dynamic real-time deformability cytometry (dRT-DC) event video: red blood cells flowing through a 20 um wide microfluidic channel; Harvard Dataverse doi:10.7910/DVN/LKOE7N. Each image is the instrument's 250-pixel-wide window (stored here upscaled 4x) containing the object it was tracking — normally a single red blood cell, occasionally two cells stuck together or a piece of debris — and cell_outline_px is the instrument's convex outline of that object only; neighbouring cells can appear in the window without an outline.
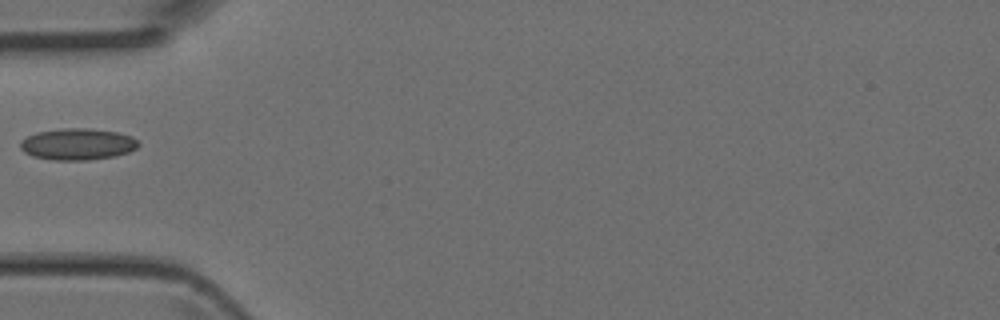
{"species": "Egyptian fruit bat (a non-hibernating species)", "species_latin": "Rousettus aegyptiacus", "temperature_condition": "room temperature", "stored_images_in_passage": 2, "camera_frame_rate_fps": 3000, "um_per_image_px": 0.085, "animal": {"sex": "female"}, "frame": {"image": 1, "passage_image": 2, "time_ms": 0.333, "image_size_px": [1000, 320], "cell_outline_px": [[140, 144], [136, 148], [128, 152], [116, 156], [88, 160], [52, 160], [32, 156], [24, 152], [20, 148], [20, 140], [36, 132], [64, 128], [88, 128], [116, 132], [132, 136]], "centroid_in_image_um": [6.58, 12.26], "position_along_channel_um": 78.4, "area_um2": 21.79}}